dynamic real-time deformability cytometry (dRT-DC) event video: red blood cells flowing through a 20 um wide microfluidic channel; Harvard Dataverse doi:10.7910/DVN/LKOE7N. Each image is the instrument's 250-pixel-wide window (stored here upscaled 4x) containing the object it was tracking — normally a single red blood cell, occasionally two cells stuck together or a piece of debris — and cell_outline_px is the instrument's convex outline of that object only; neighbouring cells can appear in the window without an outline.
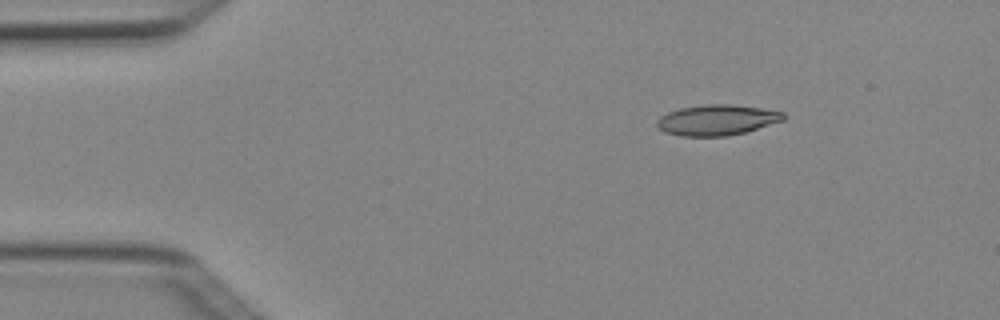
{"species": "Egyptian fruit bat (a non-hibernating species)", "species_latin": "Rousettus aegyptiacus", "temperature_condition": "cold", "stored_images_in_passage": 4, "camera_frame_rate_fps": 3000, "um_per_image_px": 0.085, "animal": {"sex": "female"}, "frame": {"image": 1, "passage_image": 2, "time_ms": 0.333, "image_size_px": [1000, 320], "cell_outline_px": [[784, 120], [744, 132], [728, 136], [680, 136], [668, 132], [660, 128], [656, 124], [656, 120], [660, 116], [668, 112], [680, 108], [704, 104], [732, 104], [760, 108], [784, 112]], "centroid_in_image_um": [60.93, 10.19], "position_along_channel_um": 24.1, "area_um2": 22.37}}
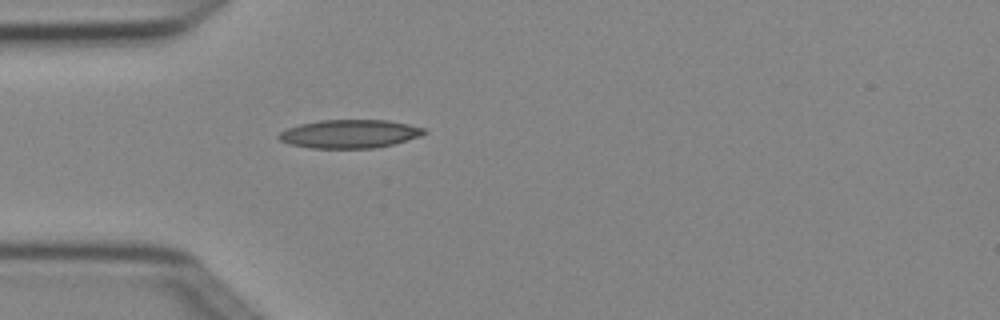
{"frame": {"image": 2, "passage_image": 4, "time_ms": 1.0, "image_size_px": [1000, 320], "cell_outline_px": [[424, 132], [420, 136], [392, 144], [376, 148], [312, 148], [288, 144], [280, 140], [276, 136], [280, 132], [288, 128], [300, 124], [320, 120], [388, 120], [408, 124], [424, 128]], "centroid_in_image_um": [29.67, 11.38], "position_along_channel_um": 55.3, "area_um2": 23.93}}